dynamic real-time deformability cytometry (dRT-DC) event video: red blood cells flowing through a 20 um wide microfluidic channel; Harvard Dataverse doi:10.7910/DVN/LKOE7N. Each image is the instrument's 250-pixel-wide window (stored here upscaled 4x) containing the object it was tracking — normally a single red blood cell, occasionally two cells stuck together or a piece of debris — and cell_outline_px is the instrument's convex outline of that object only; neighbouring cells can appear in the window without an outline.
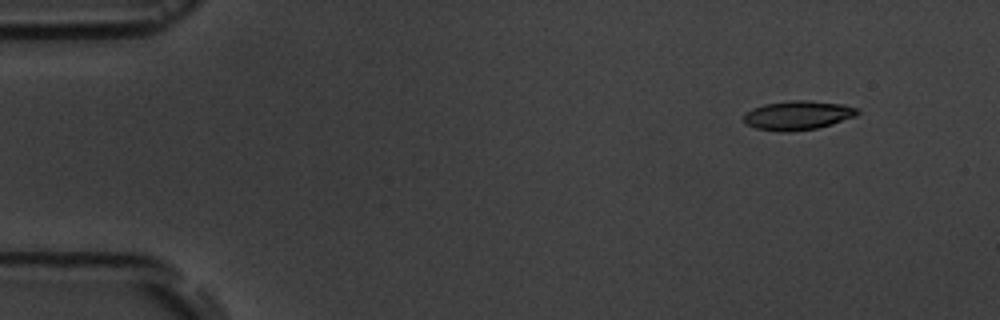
{"species": "common noctule bat (a hibernating species)", "species_latin": "Nyctalus noctula", "temperature_condition": "room temperature", "stored_images_in_passage": 3, "segment_of_instrument_passage": [2, 2], "camera_frame_rate_fps": 3000, "um_per_image_px": 0.085, "animal": {"sex": "male", "body_mass_g": 19.5, "forearm_length_mm": 54.6}, "frame": {"image": 1, "passage_image": 3, "time_ms": 4.0, "image_size_px": [1000, 320], "cell_outline_px": [[860, 112], [856, 116], [832, 124], [816, 128], [792, 132], [784, 132], [756, 128], [748, 124], [744, 120], [744, 116], [752, 108], [764, 104], [788, 100], [808, 100], [844, 104], [860, 108]], "centroid_in_image_um": [67.87, 9.79], "position_along_channel_um": 17.1, "area_um2": 19.36}}